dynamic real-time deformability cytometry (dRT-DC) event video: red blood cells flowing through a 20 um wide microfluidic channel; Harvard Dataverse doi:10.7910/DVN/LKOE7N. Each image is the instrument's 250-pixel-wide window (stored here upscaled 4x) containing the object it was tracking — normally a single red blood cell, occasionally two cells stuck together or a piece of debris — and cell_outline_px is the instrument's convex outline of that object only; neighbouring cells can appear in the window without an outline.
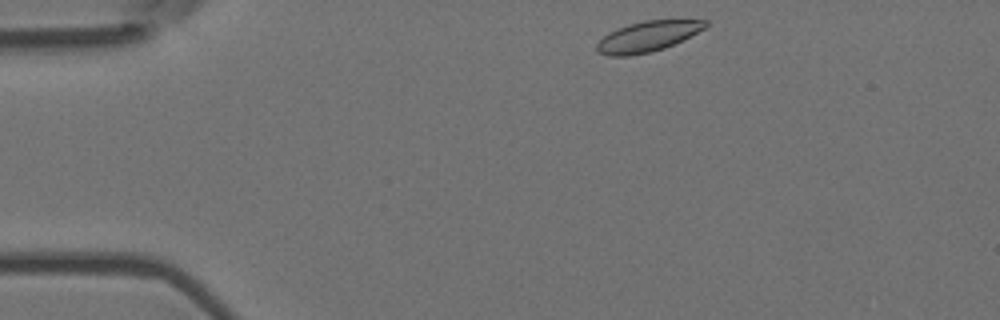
{"species": "Egyptian fruit bat (a non-hibernating species)", "species_latin": "Rousettus aegyptiacus", "temperature_condition": "room temperature", "stored_images_in_passage": 4, "camera_frame_rate_fps": 3000, "um_per_image_px": 0.085, "animal": {"sex": "female"}, "frame": {"image": 1, "passage_image": 1, "time_ms": 0.0, "image_size_px": [1000, 320], "cell_outline_px": [[708, 24], [704, 28], [664, 48], [652, 52], [632, 56], [608, 56], [596, 52], [596, 44], [608, 32], [616, 28], [628, 24], [644, 20], [708, 20]], "centroid_in_image_um": [54.97, 3.11], "position_along_channel_um": 30.0, "area_um2": 19.19}}
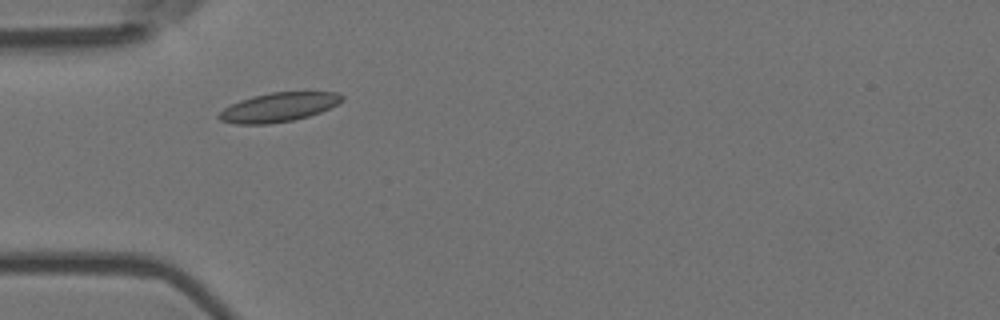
{"frame": {"image": 2, "passage_image": 3, "time_ms": 0.667, "image_size_px": [1000, 320], "cell_outline_px": [[344, 100], [320, 112], [308, 116], [292, 120], [268, 124], [236, 124], [220, 120], [216, 116], [224, 108], [240, 100], [252, 96], [272, 92], [336, 92], [344, 96]], "centroid_in_image_um": [23.66, 9.11], "position_along_channel_um": 61.3, "area_um2": 20.69}}
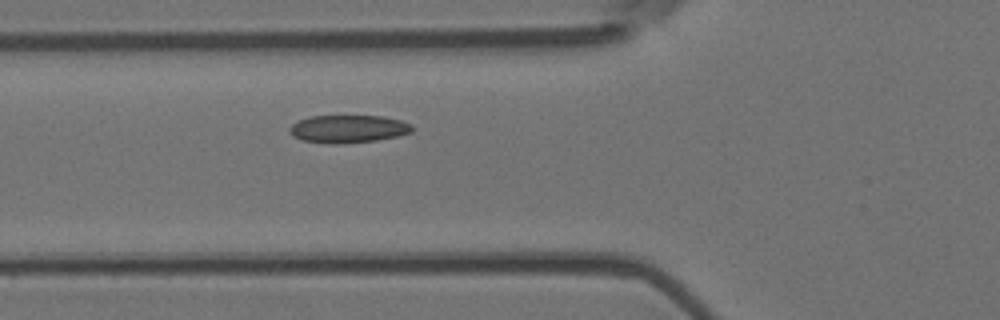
{"frame": {"image": 3, "passage_image": 4, "time_ms": 1.0, "image_size_px": [1000, 320], "cell_outline_px": [[412, 132], [396, 136], [376, 140], [336, 144], [332, 144], [304, 140], [292, 136], [288, 132], [288, 128], [292, 124], [308, 116], [380, 116], [400, 120], [412, 124]], "centroid_in_image_um": [29.56, 10.95], "position_along_channel_um": 96.2, "area_um2": 19.71}}